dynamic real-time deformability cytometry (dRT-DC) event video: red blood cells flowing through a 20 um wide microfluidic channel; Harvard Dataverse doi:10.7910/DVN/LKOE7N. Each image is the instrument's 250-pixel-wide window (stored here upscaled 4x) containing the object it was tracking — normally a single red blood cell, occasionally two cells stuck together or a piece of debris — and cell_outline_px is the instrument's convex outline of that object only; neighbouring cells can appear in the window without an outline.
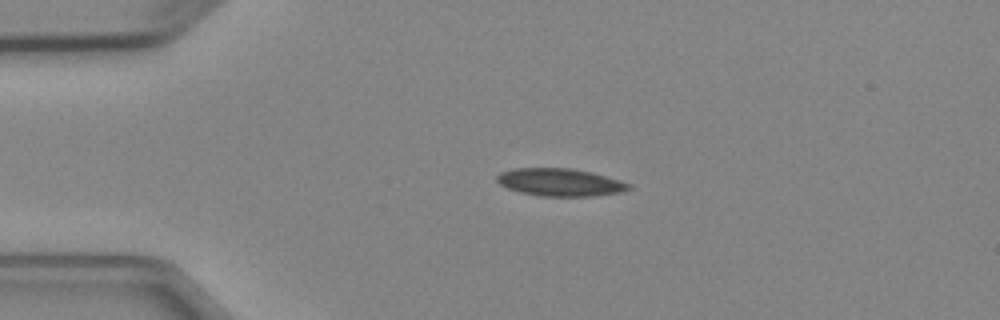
{"species": "Egyptian fruit bat (a non-hibernating species)", "species_latin": "Rousettus aegyptiacus", "temperature_condition": "cold", "stored_images_in_passage": 5, "camera_frame_rate_fps": 3000, "um_per_image_px": 0.085, "animal": {"sex": "female"}, "frame": {"image": 1, "passage_image": 4, "time_ms": 3.333, "image_size_px": [1000, 320], "cell_outline_px": [[632, 188], [620, 192], [592, 196], [540, 196], [520, 192], [508, 188], [500, 184], [496, 180], [496, 176], [500, 172], [512, 168], [572, 168], [592, 172], [620, 180], [632, 184]], "centroid_in_image_um": [47.6, 15.48], "position_along_channel_um": 37.4, "area_um2": 21.33}}